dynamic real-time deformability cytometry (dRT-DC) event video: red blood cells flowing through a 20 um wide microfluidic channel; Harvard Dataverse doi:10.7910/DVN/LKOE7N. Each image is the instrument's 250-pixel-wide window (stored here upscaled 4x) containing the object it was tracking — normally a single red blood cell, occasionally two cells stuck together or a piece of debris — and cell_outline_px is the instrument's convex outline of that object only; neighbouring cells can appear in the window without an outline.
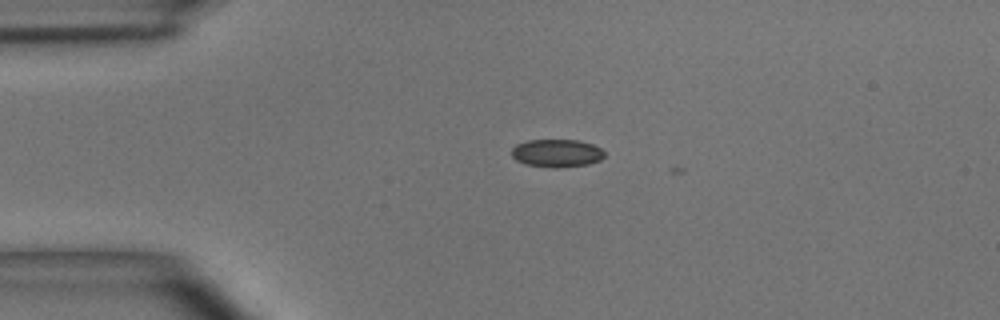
{"species": "common noctule bat (a hibernating species)", "species_latin": "Nyctalus noctula", "temperature_condition": "room temperature", "stored_images_in_passage": 2, "camera_frame_rate_fps": 3000, "um_per_image_px": 0.085, "animal": {"sex": "male", "body_mass_g": 15.6}, "frame": {"image": 1, "passage_image": 1, "time_ms": 0.0, "image_size_px": [1000, 320], "cell_outline_px": [[604, 156], [600, 160], [588, 164], [556, 168], [528, 164], [516, 160], [512, 156], [512, 148], [516, 144], [528, 140], [580, 140], [592, 144], [600, 148], [604, 152]], "centroid_in_image_um": [47.33, 13.01], "position_along_channel_um": 37.7, "area_um2": 14.97}}